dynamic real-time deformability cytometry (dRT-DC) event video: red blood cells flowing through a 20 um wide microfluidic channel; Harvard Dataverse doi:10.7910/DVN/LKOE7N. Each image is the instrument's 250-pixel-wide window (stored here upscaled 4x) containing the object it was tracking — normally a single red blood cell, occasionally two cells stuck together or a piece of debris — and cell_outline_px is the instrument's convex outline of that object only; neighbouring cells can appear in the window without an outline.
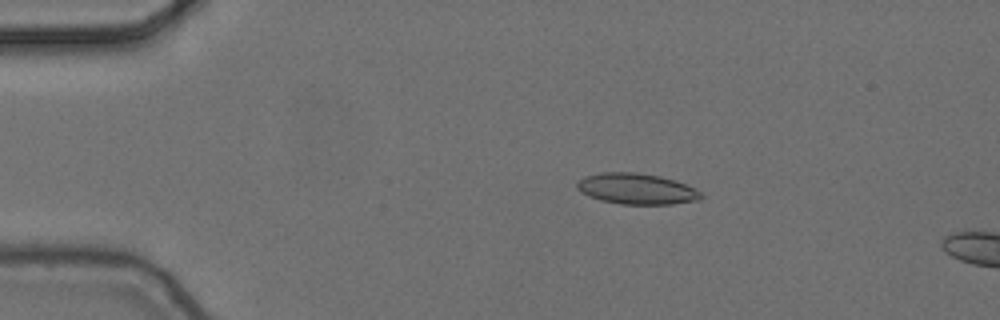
{"species": "common noctule bat (a hibernating species)", "species_latin": "Nyctalus noctula", "temperature_condition": "cold", "stored_images_in_passage": 5, "camera_frame_rate_fps": 3000, "um_per_image_px": 0.085, "animal": {"sex": "female", "body_mass_g": 24.6, "forearm_length_mm": 56.2}, "frame": {"image": 1, "passage_image": 3, "time_ms": 0.667, "image_size_px": [1000, 320], "cell_outline_px": [[704, 196], [700, 200], [672, 204], [620, 204], [600, 200], [588, 196], [580, 192], [576, 188], [576, 184], [584, 176], [600, 172], [636, 172], [660, 176], [676, 180], [700, 192]], "centroid_in_image_um": [54.08, 16.05], "position_along_channel_um": 30.9, "area_um2": 22.43}}